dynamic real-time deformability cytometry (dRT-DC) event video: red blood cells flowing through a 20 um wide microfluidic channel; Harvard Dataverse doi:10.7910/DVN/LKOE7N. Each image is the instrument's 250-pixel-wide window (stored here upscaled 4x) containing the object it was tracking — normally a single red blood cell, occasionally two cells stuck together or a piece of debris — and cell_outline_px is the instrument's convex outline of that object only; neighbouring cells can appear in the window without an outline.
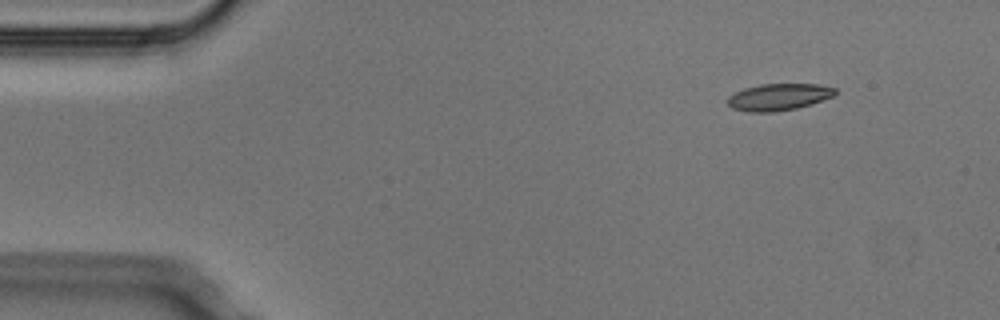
{"species": "Egyptian fruit bat (a non-hibernating species)", "species_latin": "Rousettus aegyptiacus", "temperature_condition": "cold", "stored_images_in_passage": 6, "camera_frame_rate_fps": 3000, "um_per_image_px": 0.085, "animal": {"sex": "male"}, "frame": {"image": 1, "passage_image": 2, "time_ms": 0.333, "image_size_px": [1000, 320], "cell_outline_px": [[836, 92], [832, 96], [796, 108], [776, 112], [748, 112], [732, 108], [728, 104], [728, 96], [744, 88], [760, 84], [820, 84], [836, 88]], "centroid_in_image_um": [66.15, 8.24], "position_along_channel_um": 18.8, "area_um2": 16.65}}
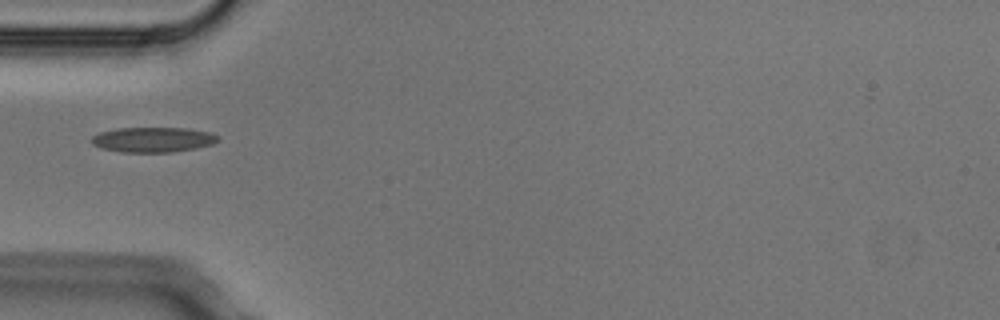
{"frame": {"image": 2, "passage_image": 5, "time_ms": 1.333, "image_size_px": [1000, 320], "cell_outline_px": [[220, 140], [212, 144], [196, 148], [172, 152], [120, 152], [100, 148], [92, 144], [88, 140], [92, 136], [100, 132], [120, 128], [188, 128], [212, 132], [220, 136]], "centroid_in_image_um": [13.01, 11.87], "position_along_channel_um": 72.0, "area_um2": 18.73}}
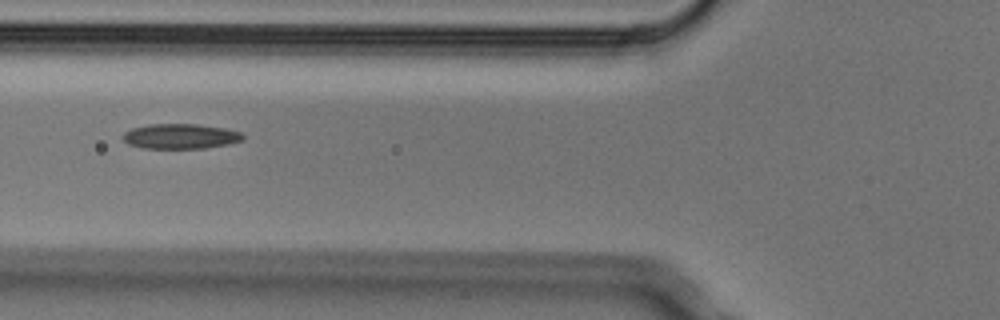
{"frame": {"image": 3, "passage_image": 6, "time_ms": 1.667, "image_size_px": [1000, 320], "cell_outline_px": [[244, 140], [228, 144], [204, 148], [140, 148], [128, 144], [120, 136], [124, 132], [132, 128], [148, 124], [196, 124], [224, 128], [240, 132], [244, 136]], "centroid_in_image_um": [15.3, 11.58], "position_along_channel_um": 110.5, "area_um2": 17.57}}